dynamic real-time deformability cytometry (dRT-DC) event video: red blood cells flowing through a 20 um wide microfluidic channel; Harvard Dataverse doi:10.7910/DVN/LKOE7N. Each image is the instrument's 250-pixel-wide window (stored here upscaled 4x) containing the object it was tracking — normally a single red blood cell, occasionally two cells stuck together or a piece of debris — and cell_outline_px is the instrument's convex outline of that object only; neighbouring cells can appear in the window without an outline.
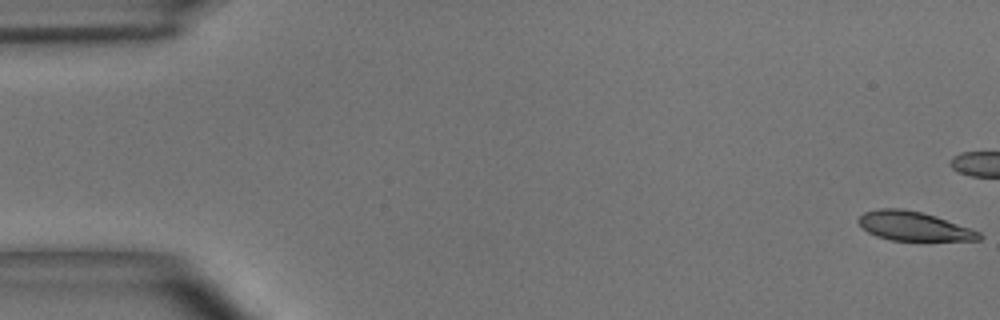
{"species": "common noctule bat (a hibernating species)", "species_latin": "Nyctalus noctula", "temperature_condition": "room temperature", "stored_images_in_passage": 45, "camera_frame_rate_fps": 3000, "um_per_image_px": 0.085, "animal": {"sex": "male", "body_mass_g": 15.6}, "frame": {"image": 1, "passage_image": 1, "time_ms": 0.0, "image_size_px": [1000, 320], "cell_outline_px": [[984, 236], [980, 240], [888, 240], [876, 236], [868, 232], [856, 220], [864, 212], [880, 208], [904, 208], [936, 216], [980, 232]], "centroid_in_image_um": [77.65, 19.22], "position_along_channel_um": 7.4, "area_um2": 20.35}, "authors_computed_cell_mechanics": {"area_um2": 22.5998, "velocity_mm_per_s": 3.6408, "shape_relaxation_time_tau1_ms": 5.3001, "shape_relaxation_time_tau2_ms": 3.8955, "deformation_change_tau1": 0.1712, "deformation_change_tau2": 0.1054}}